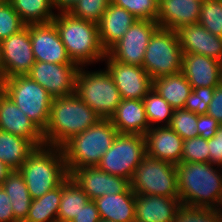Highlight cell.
<instances>
[{
	"label": "cell",
	"instance_id": "cell-28",
	"mask_svg": "<svg viewBox=\"0 0 222 222\" xmlns=\"http://www.w3.org/2000/svg\"><path fill=\"white\" fill-rule=\"evenodd\" d=\"M10 197L15 219L24 222L32 202L24 176L19 170H11L1 184Z\"/></svg>",
	"mask_w": 222,
	"mask_h": 222
},
{
	"label": "cell",
	"instance_id": "cell-47",
	"mask_svg": "<svg viewBox=\"0 0 222 222\" xmlns=\"http://www.w3.org/2000/svg\"><path fill=\"white\" fill-rule=\"evenodd\" d=\"M10 171L11 169L8 168L2 160H0V186Z\"/></svg>",
	"mask_w": 222,
	"mask_h": 222
},
{
	"label": "cell",
	"instance_id": "cell-23",
	"mask_svg": "<svg viewBox=\"0 0 222 222\" xmlns=\"http://www.w3.org/2000/svg\"><path fill=\"white\" fill-rule=\"evenodd\" d=\"M136 20L126 9L110 3L98 23L100 42L104 50L107 52L114 46Z\"/></svg>",
	"mask_w": 222,
	"mask_h": 222
},
{
	"label": "cell",
	"instance_id": "cell-30",
	"mask_svg": "<svg viewBox=\"0 0 222 222\" xmlns=\"http://www.w3.org/2000/svg\"><path fill=\"white\" fill-rule=\"evenodd\" d=\"M27 24L50 23L56 15L52 0H8Z\"/></svg>",
	"mask_w": 222,
	"mask_h": 222
},
{
	"label": "cell",
	"instance_id": "cell-14",
	"mask_svg": "<svg viewBox=\"0 0 222 222\" xmlns=\"http://www.w3.org/2000/svg\"><path fill=\"white\" fill-rule=\"evenodd\" d=\"M35 61L75 64L69 57L53 22L27 24Z\"/></svg>",
	"mask_w": 222,
	"mask_h": 222
},
{
	"label": "cell",
	"instance_id": "cell-24",
	"mask_svg": "<svg viewBox=\"0 0 222 222\" xmlns=\"http://www.w3.org/2000/svg\"><path fill=\"white\" fill-rule=\"evenodd\" d=\"M110 121L118 133L144 136L150 128L143 100L122 99Z\"/></svg>",
	"mask_w": 222,
	"mask_h": 222
},
{
	"label": "cell",
	"instance_id": "cell-9",
	"mask_svg": "<svg viewBox=\"0 0 222 222\" xmlns=\"http://www.w3.org/2000/svg\"><path fill=\"white\" fill-rule=\"evenodd\" d=\"M182 56L177 32L159 27L150 38L142 67L152 80L176 74L182 70Z\"/></svg>",
	"mask_w": 222,
	"mask_h": 222
},
{
	"label": "cell",
	"instance_id": "cell-5",
	"mask_svg": "<svg viewBox=\"0 0 222 222\" xmlns=\"http://www.w3.org/2000/svg\"><path fill=\"white\" fill-rule=\"evenodd\" d=\"M19 171L32 200L58 187L69 176L61 147L36 148Z\"/></svg>",
	"mask_w": 222,
	"mask_h": 222
},
{
	"label": "cell",
	"instance_id": "cell-8",
	"mask_svg": "<svg viewBox=\"0 0 222 222\" xmlns=\"http://www.w3.org/2000/svg\"><path fill=\"white\" fill-rule=\"evenodd\" d=\"M129 182L136 194L180 198L176 164L165 160L146 155Z\"/></svg>",
	"mask_w": 222,
	"mask_h": 222
},
{
	"label": "cell",
	"instance_id": "cell-21",
	"mask_svg": "<svg viewBox=\"0 0 222 222\" xmlns=\"http://www.w3.org/2000/svg\"><path fill=\"white\" fill-rule=\"evenodd\" d=\"M135 222H173L182 205L180 198L134 193Z\"/></svg>",
	"mask_w": 222,
	"mask_h": 222
},
{
	"label": "cell",
	"instance_id": "cell-34",
	"mask_svg": "<svg viewBox=\"0 0 222 222\" xmlns=\"http://www.w3.org/2000/svg\"><path fill=\"white\" fill-rule=\"evenodd\" d=\"M198 115L184 108L175 109L172 113L169 127L175 131L183 140L198 136Z\"/></svg>",
	"mask_w": 222,
	"mask_h": 222
},
{
	"label": "cell",
	"instance_id": "cell-10",
	"mask_svg": "<svg viewBox=\"0 0 222 222\" xmlns=\"http://www.w3.org/2000/svg\"><path fill=\"white\" fill-rule=\"evenodd\" d=\"M146 156L145 137L139 134L118 133L113 145L102 156L97 167L127 180Z\"/></svg>",
	"mask_w": 222,
	"mask_h": 222
},
{
	"label": "cell",
	"instance_id": "cell-17",
	"mask_svg": "<svg viewBox=\"0 0 222 222\" xmlns=\"http://www.w3.org/2000/svg\"><path fill=\"white\" fill-rule=\"evenodd\" d=\"M0 130L30 140L37 148L45 146L43 133L4 92L0 94Z\"/></svg>",
	"mask_w": 222,
	"mask_h": 222
},
{
	"label": "cell",
	"instance_id": "cell-49",
	"mask_svg": "<svg viewBox=\"0 0 222 222\" xmlns=\"http://www.w3.org/2000/svg\"><path fill=\"white\" fill-rule=\"evenodd\" d=\"M3 92V86L1 84V81H0V94Z\"/></svg>",
	"mask_w": 222,
	"mask_h": 222
},
{
	"label": "cell",
	"instance_id": "cell-50",
	"mask_svg": "<svg viewBox=\"0 0 222 222\" xmlns=\"http://www.w3.org/2000/svg\"><path fill=\"white\" fill-rule=\"evenodd\" d=\"M99 222H114V221H108V220L100 219Z\"/></svg>",
	"mask_w": 222,
	"mask_h": 222
},
{
	"label": "cell",
	"instance_id": "cell-6",
	"mask_svg": "<svg viewBox=\"0 0 222 222\" xmlns=\"http://www.w3.org/2000/svg\"><path fill=\"white\" fill-rule=\"evenodd\" d=\"M3 92L43 133L48 124L53 97L27 75H15L1 81Z\"/></svg>",
	"mask_w": 222,
	"mask_h": 222
},
{
	"label": "cell",
	"instance_id": "cell-38",
	"mask_svg": "<svg viewBox=\"0 0 222 222\" xmlns=\"http://www.w3.org/2000/svg\"><path fill=\"white\" fill-rule=\"evenodd\" d=\"M173 222H222V209L181 205Z\"/></svg>",
	"mask_w": 222,
	"mask_h": 222
},
{
	"label": "cell",
	"instance_id": "cell-27",
	"mask_svg": "<svg viewBox=\"0 0 222 222\" xmlns=\"http://www.w3.org/2000/svg\"><path fill=\"white\" fill-rule=\"evenodd\" d=\"M154 90L175 109H181L192 91V87L182 72L162 76L153 80Z\"/></svg>",
	"mask_w": 222,
	"mask_h": 222
},
{
	"label": "cell",
	"instance_id": "cell-40",
	"mask_svg": "<svg viewBox=\"0 0 222 222\" xmlns=\"http://www.w3.org/2000/svg\"><path fill=\"white\" fill-rule=\"evenodd\" d=\"M216 87H199L192 88L189 96L186 99L184 109L194 112L197 115L207 113L208 105L212 100Z\"/></svg>",
	"mask_w": 222,
	"mask_h": 222
},
{
	"label": "cell",
	"instance_id": "cell-19",
	"mask_svg": "<svg viewBox=\"0 0 222 222\" xmlns=\"http://www.w3.org/2000/svg\"><path fill=\"white\" fill-rule=\"evenodd\" d=\"M144 137L146 155L172 164L181 162L184 140L169 126L150 127Z\"/></svg>",
	"mask_w": 222,
	"mask_h": 222
},
{
	"label": "cell",
	"instance_id": "cell-51",
	"mask_svg": "<svg viewBox=\"0 0 222 222\" xmlns=\"http://www.w3.org/2000/svg\"><path fill=\"white\" fill-rule=\"evenodd\" d=\"M220 85L222 86V69H221Z\"/></svg>",
	"mask_w": 222,
	"mask_h": 222
},
{
	"label": "cell",
	"instance_id": "cell-1",
	"mask_svg": "<svg viewBox=\"0 0 222 222\" xmlns=\"http://www.w3.org/2000/svg\"><path fill=\"white\" fill-rule=\"evenodd\" d=\"M215 167L209 162L176 164L182 205L222 209V167Z\"/></svg>",
	"mask_w": 222,
	"mask_h": 222
},
{
	"label": "cell",
	"instance_id": "cell-31",
	"mask_svg": "<svg viewBox=\"0 0 222 222\" xmlns=\"http://www.w3.org/2000/svg\"><path fill=\"white\" fill-rule=\"evenodd\" d=\"M61 201V184L34 199L24 222H57Z\"/></svg>",
	"mask_w": 222,
	"mask_h": 222
},
{
	"label": "cell",
	"instance_id": "cell-44",
	"mask_svg": "<svg viewBox=\"0 0 222 222\" xmlns=\"http://www.w3.org/2000/svg\"><path fill=\"white\" fill-rule=\"evenodd\" d=\"M207 115H210L222 125V86L215 88L212 100L208 105Z\"/></svg>",
	"mask_w": 222,
	"mask_h": 222
},
{
	"label": "cell",
	"instance_id": "cell-29",
	"mask_svg": "<svg viewBox=\"0 0 222 222\" xmlns=\"http://www.w3.org/2000/svg\"><path fill=\"white\" fill-rule=\"evenodd\" d=\"M89 200L87 194L68 176L61 183V201L57 222H71Z\"/></svg>",
	"mask_w": 222,
	"mask_h": 222
},
{
	"label": "cell",
	"instance_id": "cell-36",
	"mask_svg": "<svg viewBox=\"0 0 222 222\" xmlns=\"http://www.w3.org/2000/svg\"><path fill=\"white\" fill-rule=\"evenodd\" d=\"M111 0H77L69 13L80 19L98 24Z\"/></svg>",
	"mask_w": 222,
	"mask_h": 222
},
{
	"label": "cell",
	"instance_id": "cell-45",
	"mask_svg": "<svg viewBox=\"0 0 222 222\" xmlns=\"http://www.w3.org/2000/svg\"><path fill=\"white\" fill-rule=\"evenodd\" d=\"M0 222H18L15 219L10 197L0 186Z\"/></svg>",
	"mask_w": 222,
	"mask_h": 222
},
{
	"label": "cell",
	"instance_id": "cell-16",
	"mask_svg": "<svg viewBox=\"0 0 222 222\" xmlns=\"http://www.w3.org/2000/svg\"><path fill=\"white\" fill-rule=\"evenodd\" d=\"M69 176L87 194L90 200L103 195L125 193L130 188L126 178L107 173L97 166L71 171Z\"/></svg>",
	"mask_w": 222,
	"mask_h": 222
},
{
	"label": "cell",
	"instance_id": "cell-33",
	"mask_svg": "<svg viewBox=\"0 0 222 222\" xmlns=\"http://www.w3.org/2000/svg\"><path fill=\"white\" fill-rule=\"evenodd\" d=\"M198 23L213 35L222 38V0L202 2Z\"/></svg>",
	"mask_w": 222,
	"mask_h": 222
},
{
	"label": "cell",
	"instance_id": "cell-39",
	"mask_svg": "<svg viewBox=\"0 0 222 222\" xmlns=\"http://www.w3.org/2000/svg\"><path fill=\"white\" fill-rule=\"evenodd\" d=\"M181 162H209L208 140L200 136L184 140Z\"/></svg>",
	"mask_w": 222,
	"mask_h": 222
},
{
	"label": "cell",
	"instance_id": "cell-41",
	"mask_svg": "<svg viewBox=\"0 0 222 222\" xmlns=\"http://www.w3.org/2000/svg\"><path fill=\"white\" fill-rule=\"evenodd\" d=\"M220 125L221 124L210 115H198V136L204 138L205 140H209L216 134V131Z\"/></svg>",
	"mask_w": 222,
	"mask_h": 222
},
{
	"label": "cell",
	"instance_id": "cell-20",
	"mask_svg": "<svg viewBox=\"0 0 222 222\" xmlns=\"http://www.w3.org/2000/svg\"><path fill=\"white\" fill-rule=\"evenodd\" d=\"M222 62L201 54H183L182 70L192 88L220 85Z\"/></svg>",
	"mask_w": 222,
	"mask_h": 222
},
{
	"label": "cell",
	"instance_id": "cell-4",
	"mask_svg": "<svg viewBox=\"0 0 222 222\" xmlns=\"http://www.w3.org/2000/svg\"><path fill=\"white\" fill-rule=\"evenodd\" d=\"M117 135L118 131L110 119L101 118L84 132L72 137L61 147L67 172L97 166Z\"/></svg>",
	"mask_w": 222,
	"mask_h": 222
},
{
	"label": "cell",
	"instance_id": "cell-18",
	"mask_svg": "<svg viewBox=\"0 0 222 222\" xmlns=\"http://www.w3.org/2000/svg\"><path fill=\"white\" fill-rule=\"evenodd\" d=\"M176 32L183 54H201L222 62V38L200 23L184 25Z\"/></svg>",
	"mask_w": 222,
	"mask_h": 222
},
{
	"label": "cell",
	"instance_id": "cell-46",
	"mask_svg": "<svg viewBox=\"0 0 222 222\" xmlns=\"http://www.w3.org/2000/svg\"><path fill=\"white\" fill-rule=\"evenodd\" d=\"M76 2L77 0H52L53 7L58 13L69 12Z\"/></svg>",
	"mask_w": 222,
	"mask_h": 222
},
{
	"label": "cell",
	"instance_id": "cell-32",
	"mask_svg": "<svg viewBox=\"0 0 222 222\" xmlns=\"http://www.w3.org/2000/svg\"><path fill=\"white\" fill-rule=\"evenodd\" d=\"M147 121L150 127L169 126L174 109L153 88L143 98Z\"/></svg>",
	"mask_w": 222,
	"mask_h": 222
},
{
	"label": "cell",
	"instance_id": "cell-7",
	"mask_svg": "<svg viewBox=\"0 0 222 222\" xmlns=\"http://www.w3.org/2000/svg\"><path fill=\"white\" fill-rule=\"evenodd\" d=\"M75 94L102 119H110L122 100L105 68L86 71L84 67H80L76 76Z\"/></svg>",
	"mask_w": 222,
	"mask_h": 222
},
{
	"label": "cell",
	"instance_id": "cell-13",
	"mask_svg": "<svg viewBox=\"0 0 222 222\" xmlns=\"http://www.w3.org/2000/svg\"><path fill=\"white\" fill-rule=\"evenodd\" d=\"M103 61L123 100H143L152 89L153 80L142 66L115 61L108 54Z\"/></svg>",
	"mask_w": 222,
	"mask_h": 222
},
{
	"label": "cell",
	"instance_id": "cell-26",
	"mask_svg": "<svg viewBox=\"0 0 222 222\" xmlns=\"http://www.w3.org/2000/svg\"><path fill=\"white\" fill-rule=\"evenodd\" d=\"M36 148L30 140L0 130V160L11 170H19Z\"/></svg>",
	"mask_w": 222,
	"mask_h": 222
},
{
	"label": "cell",
	"instance_id": "cell-42",
	"mask_svg": "<svg viewBox=\"0 0 222 222\" xmlns=\"http://www.w3.org/2000/svg\"><path fill=\"white\" fill-rule=\"evenodd\" d=\"M209 163L222 167V125L216 134L208 140Z\"/></svg>",
	"mask_w": 222,
	"mask_h": 222
},
{
	"label": "cell",
	"instance_id": "cell-25",
	"mask_svg": "<svg viewBox=\"0 0 222 222\" xmlns=\"http://www.w3.org/2000/svg\"><path fill=\"white\" fill-rule=\"evenodd\" d=\"M101 219L114 222H135L134 192L103 195L93 200Z\"/></svg>",
	"mask_w": 222,
	"mask_h": 222
},
{
	"label": "cell",
	"instance_id": "cell-48",
	"mask_svg": "<svg viewBox=\"0 0 222 222\" xmlns=\"http://www.w3.org/2000/svg\"><path fill=\"white\" fill-rule=\"evenodd\" d=\"M3 71H4V62H3V55L0 44V81L3 80Z\"/></svg>",
	"mask_w": 222,
	"mask_h": 222
},
{
	"label": "cell",
	"instance_id": "cell-11",
	"mask_svg": "<svg viewBox=\"0 0 222 222\" xmlns=\"http://www.w3.org/2000/svg\"><path fill=\"white\" fill-rule=\"evenodd\" d=\"M158 28L159 24L156 21L137 19L107 54L115 61L142 66L150 38Z\"/></svg>",
	"mask_w": 222,
	"mask_h": 222
},
{
	"label": "cell",
	"instance_id": "cell-15",
	"mask_svg": "<svg viewBox=\"0 0 222 222\" xmlns=\"http://www.w3.org/2000/svg\"><path fill=\"white\" fill-rule=\"evenodd\" d=\"M0 44L4 62L3 79L26 75L35 63L28 27L25 26Z\"/></svg>",
	"mask_w": 222,
	"mask_h": 222
},
{
	"label": "cell",
	"instance_id": "cell-22",
	"mask_svg": "<svg viewBox=\"0 0 222 222\" xmlns=\"http://www.w3.org/2000/svg\"><path fill=\"white\" fill-rule=\"evenodd\" d=\"M202 2L198 0H159L156 22L159 27L178 30L199 22Z\"/></svg>",
	"mask_w": 222,
	"mask_h": 222
},
{
	"label": "cell",
	"instance_id": "cell-37",
	"mask_svg": "<svg viewBox=\"0 0 222 222\" xmlns=\"http://www.w3.org/2000/svg\"><path fill=\"white\" fill-rule=\"evenodd\" d=\"M159 0H111V3L126 9L137 19L157 20Z\"/></svg>",
	"mask_w": 222,
	"mask_h": 222
},
{
	"label": "cell",
	"instance_id": "cell-2",
	"mask_svg": "<svg viewBox=\"0 0 222 222\" xmlns=\"http://www.w3.org/2000/svg\"><path fill=\"white\" fill-rule=\"evenodd\" d=\"M99 119L97 113L75 93L53 98L48 124L43 132L45 146L62 147Z\"/></svg>",
	"mask_w": 222,
	"mask_h": 222
},
{
	"label": "cell",
	"instance_id": "cell-12",
	"mask_svg": "<svg viewBox=\"0 0 222 222\" xmlns=\"http://www.w3.org/2000/svg\"><path fill=\"white\" fill-rule=\"evenodd\" d=\"M77 64H56L35 61L26 74L42 86L53 97H64L75 93Z\"/></svg>",
	"mask_w": 222,
	"mask_h": 222
},
{
	"label": "cell",
	"instance_id": "cell-3",
	"mask_svg": "<svg viewBox=\"0 0 222 222\" xmlns=\"http://www.w3.org/2000/svg\"><path fill=\"white\" fill-rule=\"evenodd\" d=\"M52 22L73 63L87 68L103 61L107 52L100 42L98 24L76 18L69 12H56Z\"/></svg>",
	"mask_w": 222,
	"mask_h": 222
},
{
	"label": "cell",
	"instance_id": "cell-35",
	"mask_svg": "<svg viewBox=\"0 0 222 222\" xmlns=\"http://www.w3.org/2000/svg\"><path fill=\"white\" fill-rule=\"evenodd\" d=\"M26 24L8 0H0V42L22 30Z\"/></svg>",
	"mask_w": 222,
	"mask_h": 222
},
{
	"label": "cell",
	"instance_id": "cell-43",
	"mask_svg": "<svg viewBox=\"0 0 222 222\" xmlns=\"http://www.w3.org/2000/svg\"><path fill=\"white\" fill-rule=\"evenodd\" d=\"M100 219L95 202L89 200L71 222H99Z\"/></svg>",
	"mask_w": 222,
	"mask_h": 222
}]
</instances>
